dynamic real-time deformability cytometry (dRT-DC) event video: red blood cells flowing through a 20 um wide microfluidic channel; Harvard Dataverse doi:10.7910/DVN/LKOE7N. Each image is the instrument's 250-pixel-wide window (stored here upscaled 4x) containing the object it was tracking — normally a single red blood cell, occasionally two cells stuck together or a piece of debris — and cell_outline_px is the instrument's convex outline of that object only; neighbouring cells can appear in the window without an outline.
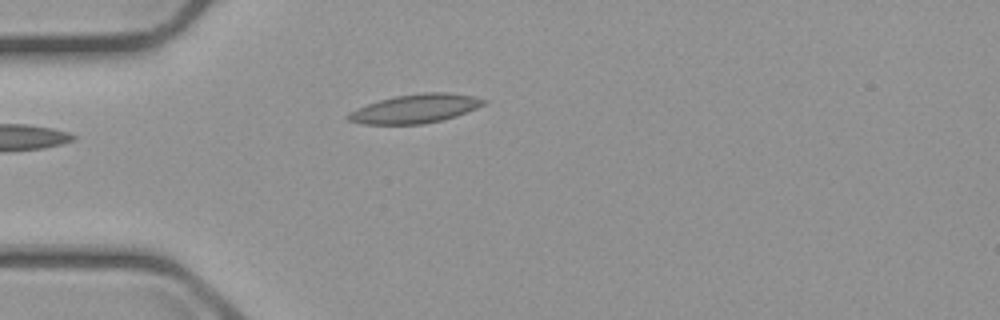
{"species": "common noctule bat (a hibernating species)", "species_latin": "Nyctalus noctula", "temperature_condition": "cold", "stored_images_in_passage": 2, "camera_frame_rate_fps": 3000, "um_per_image_px": 0.085, "animal": {"sex": "male", "body_mass_g": 23.1, "forearm_length_mm": 52.7}, "frame": {"image": 1, "passage_image": 2, "time_ms": 1.0, "image_size_px": [1000, 320], "cell_outline_px": [[488, 100], [484, 104], [476, 108], [456, 116], [440, 120], [420, 124], [364, 124], [348, 120], [344, 116], [348, 112], [356, 108], [380, 100], [396, 96], [420, 92], [448, 92], [472, 96]], "centroid_in_image_um": [35.27, 9.23], "position_along_channel_um": 49.7, "area_um2": 22.66}}